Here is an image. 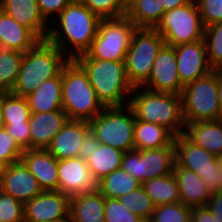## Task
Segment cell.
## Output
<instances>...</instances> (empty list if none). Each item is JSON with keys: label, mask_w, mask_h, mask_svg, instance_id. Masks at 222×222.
Returning a JSON list of instances; mask_svg holds the SVG:
<instances>
[{"label": "cell", "mask_w": 222, "mask_h": 222, "mask_svg": "<svg viewBox=\"0 0 222 222\" xmlns=\"http://www.w3.org/2000/svg\"><path fill=\"white\" fill-rule=\"evenodd\" d=\"M56 18H59L60 26L55 28L51 25L46 40L56 45L69 59L85 54L97 34L101 18L83 3H70ZM68 45L70 48H67Z\"/></svg>", "instance_id": "cell-1"}, {"label": "cell", "mask_w": 222, "mask_h": 222, "mask_svg": "<svg viewBox=\"0 0 222 222\" xmlns=\"http://www.w3.org/2000/svg\"><path fill=\"white\" fill-rule=\"evenodd\" d=\"M70 59L49 41L40 40L24 53L19 74L10 93L26 97L47 79L57 76Z\"/></svg>", "instance_id": "cell-2"}, {"label": "cell", "mask_w": 222, "mask_h": 222, "mask_svg": "<svg viewBox=\"0 0 222 222\" xmlns=\"http://www.w3.org/2000/svg\"><path fill=\"white\" fill-rule=\"evenodd\" d=\"M128 105L133 110L135 120L161 125L175 137L184 133L181 95L134 87Z\"/></svg>", "instance_id": "cell-3"}, {"label": "cell", "mask_w": 222, "mask_h": 222, "mask_svg": "<svg viewBox=\"0 0 222 222\" xmlns=\"http://www.w3.org/2000/svg\"><path fill=\"white\" fill-rule=\"evenodd\" d=\"M62 108L68 119L88 122L105 108L90 85L87 72L75 59L62 68Z\"/></svg>", "instance_id": "cell-4"}, {"label": "cell", "mask_w": 222, "mask_h": 222, "mask_svg": "<svg viewBox=\"0 0 222 222\" xmlns=\"http://www.w3.org/2000/svg\"><path fill=\"white\" fill-rule=\"evenodd\" d=\"M75 60L87 72L90 85L105 107L128 105L134 87L128 80L125 61Z\"/></svg>", "instance_id": "cell-5"}, {"label": "cell", "mask_w": 222, "mask_h": 222, "mask_svg": "<svg viewBox=\"0 0 222 222\" xmlns=\"http://www.w3.org/2000/svg\"><path fill=\"white\" fill-rule=\"evenodd\" d=\"M137 27L125 15L101 19L90 49L76 59L125 61Z\"/></svg>", "instance_id": "cell-6"}, {"label": "cell", "mask_w": 222, "mask_h": 222, "mask_svg": "<svg viewBox=\"0 0 222 222\" xmlns=\"http://www.w3.org/2000/svg\"><path fill=\"white\" fill-rule=\"evenodd\" d=\"M89 123L91 131L101 144L123 152L135 149V116L129 105L105 107Z\"/></svg>", "instance_id": "cell-7"}, {"label": "cell", "mask_w": 222, "mask_h": 222, "mask_svg": "<svg viewBox=\"0 0 222 222\" xmlns=\"http://www.w3.org/2000/svg\"><path fill=\"white\" fill-rule=\"evenodd\" d=\"M182 114L185 123L221 119L216 74L186 84L181 93Z\"/></svg>", "instance_id": "cell-8"}, {"label": "cell", "mask_w": 222, "mask_h": 222, "mask_svg": "<svg viewBox=\"0 0 222 222\" xmlns=\"http://www.w3.org/2000/svg\"><path fill=\"white\" fill-rule=\"evenodd\" d=\"M154 29L173 47L202 40L205 32L197 2L165 11Z\"/></svg>", "instance_id": "cell-9"}, {"label": "cell", "mask_w": 222, "mask_h": 222, "mask_svg": "<svg viewBox=\"0 0 222 222\" xmlns=\"http://www.w3.org/2000/svg\"><path fill=\"white\" fill-rule=\"evenodd\" d=\"M165 44L154 28H137L126 54V73L133 87H142L149 79L155 58Z\"/></svg>", "instance_id": "cell-10"}, {"label": "cell", "mask_w": 222, "mask_h": 222, "mask_svg": "<svg viewBox=\"0 0 222 222\" xmlns=\"http://www.w3.org/2000/svg\"><path fill=\"white\" fill-rule=\"evenodd\" d=\"M175 148L160 147L123 153L121 169L140 183L173 173Z\"/></svg>", "instance_id": "cell-11"}, {"label": "cell", "mask_w": 222, "mask_h": 222, "mask_svg": "<svg viewBox=\"0 0 222 222\" xmlns=\"http://www.w3.org/2000/svg\"><path fill=\"white\" fill-rule=\"evenodd\" d=\"M142 87L153 92L181 95L184 85L179 78L173 46H162L155 58L150 77Z\"/></svg>", "instance_id": "cell-12"}, {"label": "cell", "mask_w": 222, "mask_h": 222, "mask_svg": "<svg viewBox=\"0 0 222 222\" xmlns=\"http://www.w3.org/2000/svg\"><path fill=\"white\" fill-rule=\"evenodd\" d=\"M70 196L59 191H43L24 203L25 222H57L69 219Z\"/></svg>", "instance_id": "cell-13"}, {"label": "cell", "mask_w": 222, "mask_h": 222, "mask_svg": "<svg viewBox=\"0 0 222 222\" xmlns=\"http://www.w3.org/2000/svg\"><path fill=\"white\" fill-rule=\"evenodd\" d=\"M58 191L70 197L98 189V181L81 158L58 160Z\"/></svg>", "instance_id": "cell-14"}, {"label": "cell", "mask_w": 222, "mask_h": 222, "mask_svg": "<svg viewBox=\"0 0 222 222\" xmlns=\"http://www.w3.org/2000/svg\"><path fill=\"white\" fill-rule=\"evenodd\" d=\"M174 48L179 78L184 86L213 71L208 61L204 39Z\"/></svg>", "instance_id": "cell-15"}, {"label": "cell", "mask_w": 222, "mask_h": 222, "mask_svg": "<svg viewBox=\"0 0 222 222\" xmlns=\"http://www.w3.org/2000/svg\"><path fill=\"white\" fill-rule=\"evenodd\" d=\"M175 163L198 176L221 170L220 159L202 147L195 145L184 134L174 138Z\"/></svg>", "instance_id": "cell-16"}, {"label": "cell", "mask_w": 222, "mask_h": 222, "mask_svg": "<svg viewBox=\"0 0 222 222\" xmlns=\"http://www.w3.org/2000/svg\"><path fill=\"white\" fill-rule=\"evenodd\" d=\"M0 190L23 203L43 192L36 178L21 160L2 169Z\"/></svg>", "instance_id": "cell-17"}, {"label": "cell", "mask_w": 222, "mask_h": 222, "mask_svg": "<svg viewBox=\"0 0 222 222\" xmlns=\"http://www.w3.org/2000/svg\"><path fill=\"white\" fill-rule=\"evenodd\" d=\"M20 160L43 191H58V160L47 149L24 150Z\"/></svg>", "instance_id": "cell-18"}, {"label": "cell", "mask_w": 222, "mask_h": 222, "mask_svg": "<svg viewBox=\"0 0 222 222\" xmlns=\"http://www.w3.org/2000/svg\"><path fill=\"white\" fill-rule=\"evenodd\" d=\"M90 131L88 121L69 119L46 149L57 160L76 158L85 136Z\"/></svg>", "instance_id": "cell-19"}, {"label": "cell", "mask_w": 222, "mask_h": 222, "mask_svg": "<svg viewBox=\"0 0 222 222\" xmlns=\"http://www.w3.org/2000/svg\"><path fill=\"white\" fill-rule=\"evenodd\" d=\"M0 9L40 40L46 39L50 25L42 17L37 0H1Z\"/></svg>", "instance_id": "cell-20"}, {"label": "cell", "mask_w": 222, "mask_h": 222, "mask_svg": "<svg viewBox=\"0 0 222 222\" xmlns=\"http://www.w3.org/2000/svg\"><path fill=\"white\" fill-rule=\"evenodd\" d=\"M68 120L64 110L31 112L29 119L30 149H46Z\"/></svg>", "instance_id": "cell-21"}, {"label": "cell", "mask_w": 222, "mask_h": 222, "mask_svg": "<svg viewBox=\"0 0 222 222\" xmlns=\"http://www.w3.org/2000/svg\"><path fill=\"white\" fill-rule=\"evenodd\" d=\"M173 175L179 187L181 203L190 208L207 205L211 193L200 176L176 163Z\"/></svg>", "instance_id": "cell-22"}, {"label": "cell", "mask_w": 222, "mask_h": 222, "mask_svg": "<svg viewBox=\"0 0 222 222\" xmlns=\"http://www.w3.org/2000/svg\"><path fill=\"white\" fill-rule=\"evenodd\" d=\"M183 134L195 145L222 157V119L185 123Z\"/></svg>", "instance_id": "cell-23"}, {"label": "cell", "mask_w": 222, "mask_h": 222, "mask_svg": "<svg viewBox=\"0 0 222 222\" xmlns=\"http://www.w3.org/2000/svg\"><path fill=\"white\" fill-rule=\"evenodd\" d=\"M0 40L5 50L25 53L40 39L27 27L20 25L0 9Z\"/></svg>", "instance_id": "cell-24"}, {"label": "cell", "mask_w": 222, "mask_h": 222, "mask_svg": "<svg viewBox=\"0 0 222 222\" xmlns=\"http://www.w3.org/2000/svg\"><path fill=\"white\" fill-rule=\"evenodd\" d=\"M105 197L97 189L70 197V222H105Z\"/></svg>", "instance_id": "cell-25"}, {"label": "cell", "mask_w": 222, "mask_h": 222, "mask_svg": "<svg viewBox=\"0 0 222 222\" xmlns=\"http://www.w3.org/2000/svg\"><path fill=\"white\" fill-rule=\"evenodd\" d=\"M30 111L34 113L53 112L62 108V71L47 79L38 89L26 96Z\"/></svg>", "instance_id": "cell-26"}, {"label": "cell", "mask_w": 222, "mask_h": 222, "mask_svg": "<svg viewBox=\"0 0 222 222\" xmlns=\"http://www.w3.org/2000/svg\"><path fill=\"white\" fill-rule=\"evenodd\" d=\"M174 138L175 136L161 125L135 120L134 147L136 150L174 147Z\"/></svg>", "instance_id": "cell-27"}, {"label": "cell", "mask_w": 222, "mask_h": 222, "mask_svg": "<svg viewBox=\"0 0 222 222\" xmlns=\"http://www.w3.org/2000/svg\"><path fill=\"white\" fill-rule=\"evenodd\" d=\"M164 12L159 0H127L126 16L137 28H155Z\"/></svg>", "instance_id": "cell-28"}, {"label": "cell", "mask_w": 222, "mask_h": 222, "mask_svg": "<svg viewBox=\"0 0 222 222\" xmlns=\"http://www.w3.org/2000/svg\"><path fill=\"white\" fill-rule=\"evenodd\" d=\"M154 206L181 202L179 187L173 173L141 183Z\"/></svg>", "instance_id": "cell-29"}, {"label": "cell", "mask_w": 222, "mask_h": 222, "mask_svg": "<svg viewBox=\"0 0 222 222\" xmlns=\"http://www.w3.org/2000/svg\"><path fill=\"white\" fill-rule=\"evenodd\" d=\"M123 153L106 144H100L98 149L91 152V156L87 160L90 173L99 181L114 170L120 169Z\"/></svg>", "instance_id": "cell-30"}, {"label": "cell", "mask_w": 222, "mask_h": 222, "mask_svg": "<svg viewBox=\"0 0 222 222\" xmlns=\"http://www.w3.org/2000/svg\"><path fill=\"white\" fill-rule=\"evenodd\" d=\"M140 186L138 180L121 168L98 181V190L105 198H119L137 190Z\"/></svg>", "instance_id": "cell-31"}, {"label": "cell", "mask_w": 222, "mask_h": 222, "mask_svg": "<svg viewBox=\"0 0 222 222\" xmlns=\"http://www.w3.org/2000/svg\"><path fill=\"white\" fill-rule=\"evenodd\" d=\"M0 105L4 124L29 123L31 111L26 97L0 92Z\"/></svg>", "instance_id": "cell-32"}, {"label": "cell", "mask_w": 222, "mask_h": 222, "mask_svg": "<svg viewBox=\"0 0 222 222\" xmlns=\"http://www.w3.org/2000/svg\"><path fill=\"white\" fill-rule=\"evenodd\" d=\"M24 53L14 50L0 52V92H10L15 85Z\"/></svg>", "instance_id": "cell-33"}, {"label": "cell", "mask_w": 222, "mask_h": 222, "mask_svg": "<svg viewBox=\"0 0 222 222\" xmlns=\"http://www.w3.org/2000/svg\"><path fill=\"white\" fill-rule=\"evenodd\" d=\"M191 208L181 202L156 206L147 222H190Z\"/></svg>", "instance_id": "cell-34"}, {"label": "cell", "mask_w": 222, "mask_h": 222, "mask_svg": "<svg viewBox=\"0 0 222 222\" xmlns=\"http://www.w3.org/2000/svg\"><path fill=\"white\" fill-rule=\"evenodd\" d=\"M132 213L148 221L154 212V204L142 186L118 198Z\"/></svg>", "instance_id": "cell-35"}, {"label": "cell", "mask_w": 222, "mask_h": 222, "mask_svg": "<svg viewBox=\"0 0 222 222\" xmlns=\"http://www.w3.org/2000/svg\"><path fill=\"white\" fill-rule=\"evenodd\" d=\"M204 41L209 64L213 68L222 66V22L205 27Z\"/></svg>", "instance_id": "cell-36"}, {"label": "cell", "mask_w": 222, "mask_h": 222, "mask_svg": "<svg viewBox=\"0 0 222 222\" xmlns=\"http://www.w3.org/2000/svg\"><path fill=\"white\" fill-rule=\"evenodd\" d=\"M82 3L101 19L123 17L127 13V0H84Z\"/></svg>", "instance_id": "cell-37"}, {"label": "cell", "mask_w": 222, "mask_h": 222, "mask_svg": "<svg viewBox=\"0 0 222 222\" xmlns=\"http://www.w3.org/2000/svg\"><path fill=\"white\" fill-rule=\"evenodd\" d=\"M105 222H147L132 213L118 198H105Z\"/></svg>", "instance_id": "cell-38"}, {"label": "cell", "mask_w": 222, "mask_h": 222, "mask_svg": "<svg viewBox=\"0 0 222 222\" xmlns=\"http://www.w3.org/2000/svg\"><path fill=\"white\" fill-rule=\"evenodd\" d=\"M0 222H25L24 203L1 190Z\"/></svg>", "instance_id": "cell-39"}, {"label": "cell", "mask_w": 222, "mask_h": 222, "mask_svg": "<svg viewBox=\"0 0 222 222\" xmlns=\"http://www.w3.org/2000/svg\"><path fill=\"white\" fill-rule=\"evenodd\" d=\"M22 152L12 135L5 128L0 129V166L5 168L20 161Z\"/></svg>", "instance_id": "cell-40"}, {"label": "cell", "mask_w": 222, "mask_h": 222, "mask_svg": "<svg viewBox=\"0 0 222 222\" xmlns=\"http://www.w3.org/2000/svg\"><path fill=\"white\" fill-rule=\"evenodd\" d=\"M204 27L222 22V0H197Z\"/></svg>", "instance_id": "cell-41"}, {"label": "cell", "mask_w": 222, "mask_h": 222, "mask_svg": "<svg viewBox=\"0 0 222 222\" xmlns=\"http://www.w3.org/2000/svg\"><path fill=\"white\" fill-rule=\"evenodd\" d=\"M4 128L12 135L22 151L30 149L29 123L4 124Z\"/></svg>", "instance_id": "cell-42"}, {"label": "cell", "mask_w": 222, "mask_h": 222, "mask_svg": "<svg viewBox=\"0 0 222 222\" xmlns=\"http://www.w3.org/2000/svg\"><path fill=\"white\" fill-rule=\"evenodd\" d=\"M41 15L44 20L48 23L50 16L55 18L62 12V10L69 5L70 0H37Z\"/></svg>", "instance_id": "cell-43"}, {"label": "cell", "mask_w": 222, "mask_h": 222, "mask_svg": "<svg viewBox=\"0 0 222 222\" xmlns=\"http://www.w3.org/2000/svg\"><path fill=\"white\" fill-rule=\"evenodd\" d=\"M100 141L97 139V137L93 134L92 131H90L84 138L83 143L81 147L78 150V158H81L84 161H87L90 156L91 152H93L95 149H98L100 146Z\"/></svg>", "instance_id": "cell-44"}, {"label": "cell", "mask_w": 222, "mask_h": 222, "mask_svg": "<svg viewBox=\"0 0 222 222\" xmlns=\"http://www.w3.org/2000/svg\"><path fill=\"white\" fill-rule=\"evenodd\" d=\"M201 178L210 193L222 191V170L206 173Z\"/></svg>", "instance_id": "cell-45"}, {"label": "cell", "mask_w": 222, "mask_h": 222, "mask_svg": "<svg viewBox=\"0 0 222 222\" xmlns=\"http://www.w3.org/2000/svg\"><path fill=\"white\" fill-rule=\"evenodd\" d=\"M206 206L210 209L215 222H222V191L211 193Z\"/></svg>", "instance_id": "cell-46"}, {"label": "cell", "mask_w": 222, "mask_h": 222, "mask_svg": "<svg viewBox=\"0 0 222 222\" xmlns=\"http://www.w3.org/2000/svg\"><path fill=\"white\" fill-rule=\"evenodd\" d=\"M191 220L193 222H215L210 209L206 205L191 208Z\"/></svg>", "instance_id": "cell-47"}, {"label": "cell", "mask_w": 222, "mask_h": 222, "mask_svg": "<svg viewBox=\"0 0 222 222\" xmlns=\"http://www.w3.org/2000/svg\"><path fill=\"white\" fill-rule=\"evenodd\" d=\"M197 0H159V3L163 6L165 11L171 10L175 7H179L190 2H196Z\"/></svg>", "instance_id": "cell-48"}, {"label": "cell", "mask_w": 222, "mask_h": 222, "mask_svg": "<svg viewBox=\"0 0 222 222\" xmlns=\"http://www.w3.org/2000/svg\"><path fill=\"white\" fill-rule=\"evenodd\" d=\"M213 72L216 74L217 78L218 101L221 108V119H222V66L213 68Z\"/></svg>", "instance_id": "cell-49"}, {"label": "cell", "mask_w": 222, "mask_h": 222, "mask_svg": "<svg viewBox=\"0 0 222 222\" xmlns=\"http://www.w3.org/2000/svg\"><path fill=\"white\" fill-rule=\"evenodd\" d=\"M4 128V122L2 118L1 105H0V129Z\"/></svg>", "instance_id": "cell-50"}, {"label": "cell", "mask_w": 222, "mask_h": 222, "mask_svg": "<svg viewBox=\"0 0 222 222\" xmlns=\"http://www.w3.org/2000/svg\"><path fill=\"white\" fill-rule=\"evenodd\" d=\"M84 0H70L71 3H82Z\"/></svg>", "instance_id": "cell-51"}, {"label": "cell", "mask_w": 222, "mask_h": 222, "mask_svg": "<svg viewBox=\"0 0 222 222\" xmlns=\"http://www.w3.org/2000/svg\"><path fill=\"white\" fill-rule=\"evenodd\" d=\"M3 50H4V47H3L2 42L0 40V52H2Z\"/></svg>", "instance_id": "cell-52"}, {"label": "cell", "mask_w": 222, "mask_h": 222, "mask_svg": "<svg viewBox=\"0 0 222 222\" xmlns=\"http://www.w3.org/2000/svg\"><path fill=\"white\" fill-rule=\"evenodd\" d=\"M220 159V167H221V170H222V157H219Z\"/></svg>", "instance_id": "cell-53"}, {"label": "cell", "mask_w": 222, "mask_h": 222, "mask_svg": "<svg viewBox=\"0 0 222 222\" xmlns=\"http://www.w3.org/2000/svg\"><path fill=\"white\" fill-rule=\"evenodd\" d=\"M57 222H70V220H63V221H57Z\"/></svg>", "instance_id": "cell-54"}, {"label": "cell", "mask_w": 222, "mask_h": 222, "mask_svg": "<svg viewBox=\"0 0 222 222\" xmlns=\"http://www.w3.org/2000/svg\"><path fill=\"white\" fill-rule=\"evenodd\" d=\"M2 169H3V168L0 166V176H1Z\"/></svg>", "instance_id": "cell-55"}]
</instances>
